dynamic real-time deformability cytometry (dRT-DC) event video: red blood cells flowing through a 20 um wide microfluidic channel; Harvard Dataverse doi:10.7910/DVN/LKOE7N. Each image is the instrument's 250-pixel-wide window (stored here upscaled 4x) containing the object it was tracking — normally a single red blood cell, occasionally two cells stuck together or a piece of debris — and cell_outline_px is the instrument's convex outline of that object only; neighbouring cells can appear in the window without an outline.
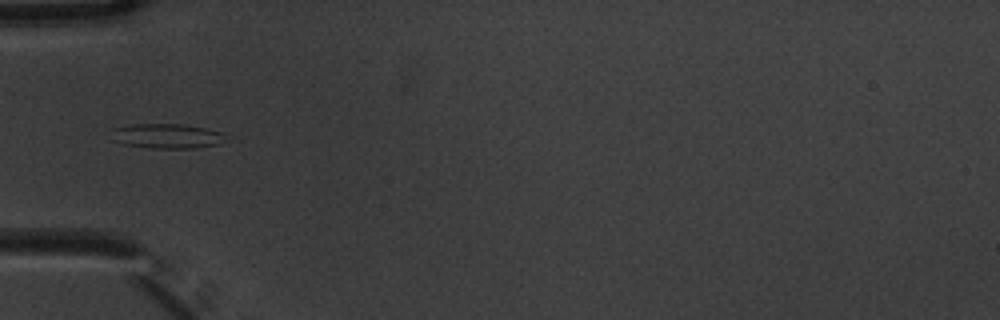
{"species": "common noctule bat (a hibernating species)", "species_latin": "Nyctalus noctula", "temperature_condition": "warm", "stored_images_in_passage": 5, "camera_frame_rate_fps": 3000, "um_per_image_px": 0.085, "animal": {"sex": "male", "body_mass_g": 20.1, "forearm_length_mm": 53.5}, "frame": {"image": 1, "passage_image": 5, "time_ms": 1.333, "image_size_px": [1000, 320], "cell_outline_px": [[220, 144], [196, 148], [148, 148], [124, 144], [112, 140], [112, 128], [132, 124], [184, 124], [204, 128], [220, 132]], "centroid_in_image_um": [14.07, 11.56], "position_along_channel_um": 70.9, "area_um2": 16.24}}